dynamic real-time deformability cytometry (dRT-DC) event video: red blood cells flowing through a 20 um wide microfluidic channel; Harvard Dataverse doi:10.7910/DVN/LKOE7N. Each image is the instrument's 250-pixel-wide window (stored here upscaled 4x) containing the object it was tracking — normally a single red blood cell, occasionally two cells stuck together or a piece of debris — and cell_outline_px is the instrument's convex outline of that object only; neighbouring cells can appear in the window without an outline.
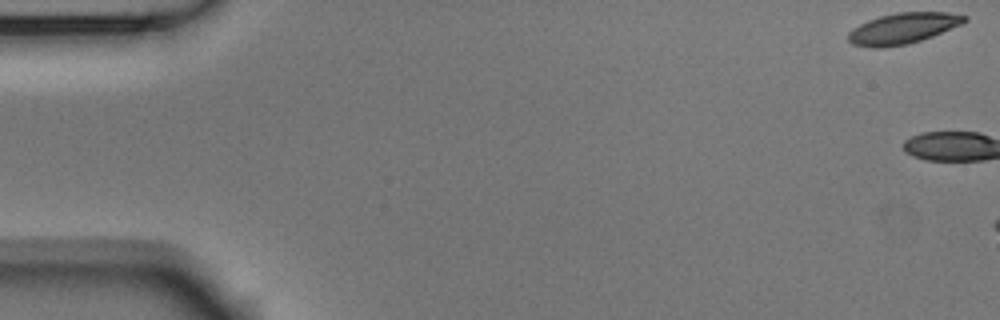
{"species": "Egyptian fruit bat (a non-hibernating species)", "species_latin": "Rousettus aegyptiacus", "temperature_condition": "room temperature", "stored_images_in_passage": 3, "camera_frame_rate_fps": 3000, "um_per_image_px": 0.085, "animal": {"sex": "male"}, "frame": {"image": 1, "passage_image": 1, "time_ms": 0.0, "image_size_px": [1000, 320], "cell_outline_px": [[968, 20], [960, 24], [932, 36], [908, 44], [880, 48], [872, 48], [852, 44], [848, 40], [848, 32], [852, 28], [868, 20], [880, 16], [896, 12], [948, 12], [968, 16]], "centroid_in_image_um": [76.72, 2.41], "position_along_channel_um": 8.3, "area_um2": 20.87}}